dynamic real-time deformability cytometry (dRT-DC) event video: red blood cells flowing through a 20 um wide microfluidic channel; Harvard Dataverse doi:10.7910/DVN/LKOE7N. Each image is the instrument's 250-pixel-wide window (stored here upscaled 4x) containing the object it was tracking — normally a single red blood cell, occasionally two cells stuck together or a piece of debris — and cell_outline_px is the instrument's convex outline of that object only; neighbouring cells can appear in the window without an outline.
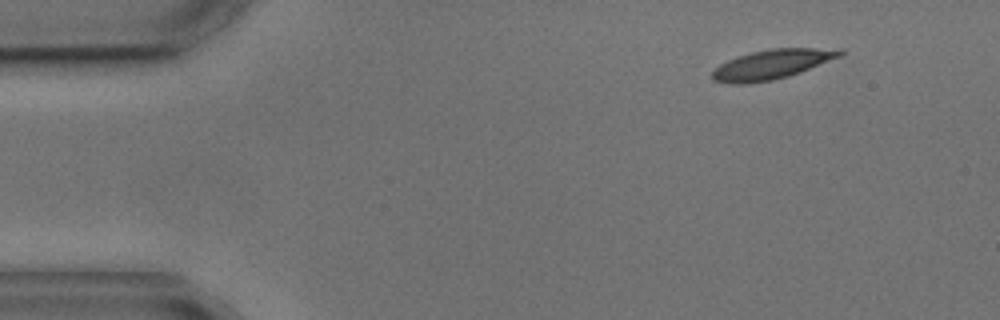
{"species": "common noctule bat (a hibernating species)", "species_latin": "Nyctalus noctula", "temperature_condition": "cold", "stored_images_in_passage": 5, "segment_of_instrument_passage": [2, 2], "camera_frame_rate_fps": 3000, "um_per_image_px": 0.085, "animal": {"sex": "male", "body_mass_g": 17.9, "forearm_length_mm": 54.2}, "frame": {"image": 1, "passage_image": 5, "time_ms": 4.667, "image_size_px": [1000, 320], "cell_outline_px": [[844, 52], [840, 56], [800, 72], [788, 76], [772, 80], [744, 84], [728, 84], [712, 80], [712, 72], [720, 64], [728, 60], [752, 52], [772, 48], [844, 48]], "centroid_in_image_um": [65.61, 5.47], "position_along_channel_um": 19.4, "area_um2": 21.85}}